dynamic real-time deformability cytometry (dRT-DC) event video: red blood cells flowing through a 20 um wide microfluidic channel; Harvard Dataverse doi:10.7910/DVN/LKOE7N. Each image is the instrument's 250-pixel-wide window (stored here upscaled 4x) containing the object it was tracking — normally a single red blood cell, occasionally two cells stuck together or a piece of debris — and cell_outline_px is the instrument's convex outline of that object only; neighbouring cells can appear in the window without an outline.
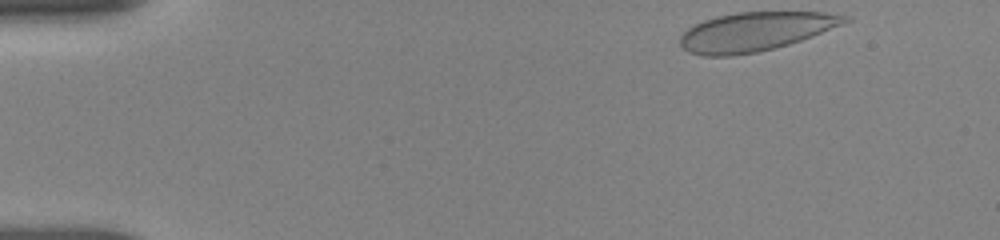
{"species": "human", "species_latin": "Homo sapiens", "temperature_condition": "room temperature", "stored_images_in_passage": 13, "camera_frame_rate_fps": 3000, "um_per_image_px": 0.085, "donor": {"sex": "female"}, "frame": {"image": 1, "passage_image": 1, "time_ms": 0.0, "image_size_px": [1000, 240], "cell_outline_px": [[852, 20], [800, 40], [788, 44], [756, 52], [728, 56], [704, 56], [688, 52], [680, 44], [680, 36], [688, 28], [704, 20], [716, 16], [736, 12], [824, 12], [852, 16]], "centroid_in_image_um": [64.19, 2.67], "position_along_channel_um": 20.8, "area_um2": 36.99}}
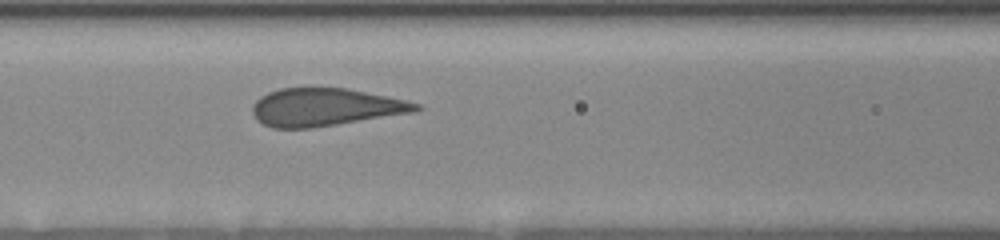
{"frame": {"image": 2, "passage_image": 10, "time_ms": 5.667, "image_size_px": [1000, 240], "cell_outline_px": [[424, 108], [416, 112], [312, 128], [272, 128], [256, 120], [252, 112], [252, 104], [260, 96], [268, 92], [280, 88], [348, 88], [404, 100], [420, 104]], "centroid_in_image_um": [27.63, 9.11], "position_along_channel_um": 139.0, "area_um2": 36.07}}
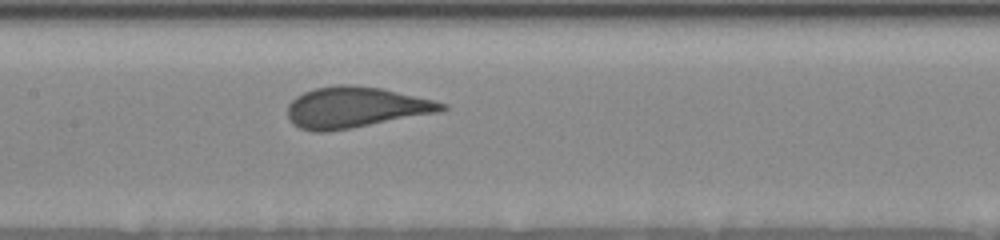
{"frame": {"image": 3, "passage_image": 13, "time_ms": 6.667, "image_size_px": [1000, 240], "cell_outline_px": [[448, 108], [440, 112], [348, 128], [324, 132], [312, 132], [300, 128], [292, 124], [288, 116], [288, 104], [296, 96], [304, 92], [316, 88], [336, 84], [352, 84], [384, 88], [448, 104]], "centroid_in_image_um": [30.2, 9.11], "position_along_channel_um": 177.2, "area_um2": 36.7}}